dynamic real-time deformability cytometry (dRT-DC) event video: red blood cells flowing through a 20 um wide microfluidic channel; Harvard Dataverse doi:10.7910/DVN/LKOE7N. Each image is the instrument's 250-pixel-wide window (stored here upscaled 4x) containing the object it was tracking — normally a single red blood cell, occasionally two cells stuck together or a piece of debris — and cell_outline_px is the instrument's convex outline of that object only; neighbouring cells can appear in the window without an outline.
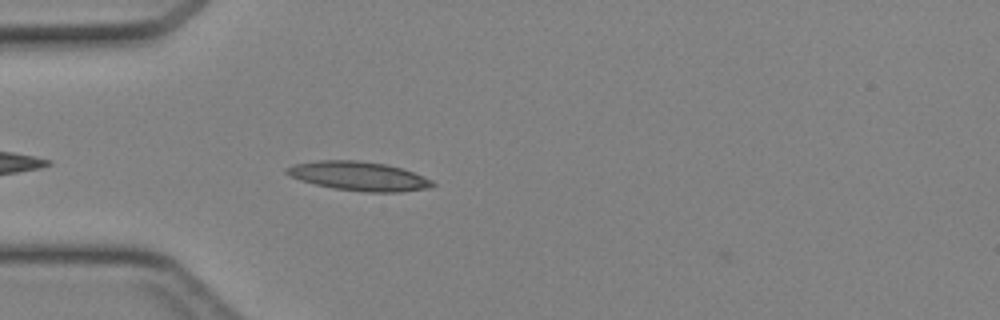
{"species": "Egyptian fruit bat (a non-hibernating species)", "species_latin": "Rousettus aegyptiacus", "temperature_condition": "cold", "stored_images_in_passage": 13, "camera_frame_rate_fps": 3000, "um_per_image_px": 0.085, "animal": {"sex": "female"}, "frame": {"image": 1, "passage_image": 1, "time_ms": 0.0, "image_size_px": [1000, 320], "cell_outline_px": [[436, 184], [432, 188], [400, 192], [364, 192], [332, 188], [300, 180], [288, 176], [284, 172], [284, 168], [292, 164], [320, 160], [356, 160], [384, 164], [400, 168], [412, 172], [432, 180]], "centroid_in_image_um": [30.46, 14.97], "position_along_channel_um": 54.5, "area_um2": 24.8}}
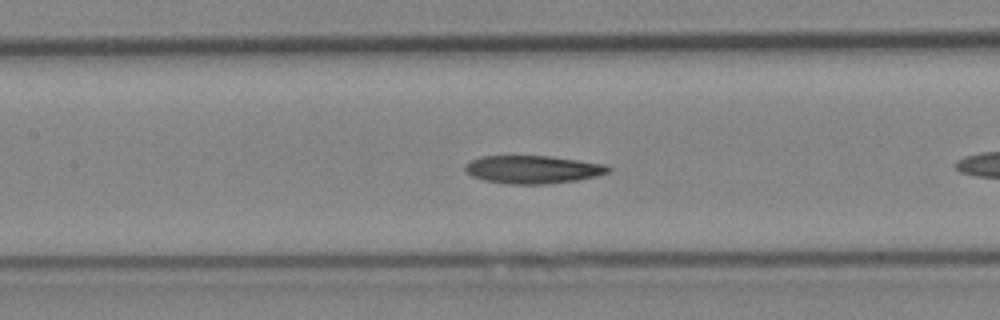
{"frame": {"image": 2, "passage_image": 6, "time_ms": 1.667, "image_size_px": [1000, 320], "cell_outline_px": [[612, 168], [608, 172], [596, 176], [576, 180], [544, 184], [508, 184], [484, 180], [472, 176], [464, 168], [464, 164], [480, 156], [548, 156], [608, 164]], "centroid_in_image_um": [45.29, 14.4], "position_along_channel_um": 162.1, "area_um2": 23.29}}